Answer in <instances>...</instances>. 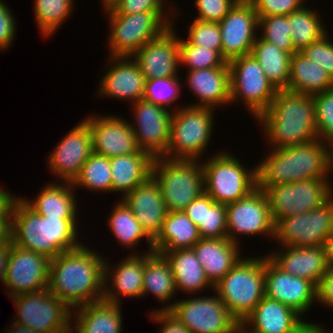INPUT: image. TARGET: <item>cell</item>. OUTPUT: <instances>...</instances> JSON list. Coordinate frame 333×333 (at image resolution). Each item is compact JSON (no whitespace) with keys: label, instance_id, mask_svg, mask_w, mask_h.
I'll return each mask as SVG.
<instances>
[{"label":"cell","instance_id":"obj_10","mask_svg":"<svg viewBox=\"0 0 333 333\" xmlns=\"http://www.w3.org/2000/svg\"><path fill=\"white\" fill-rule=\"evenodd\" d=\"M228 65L231 105L241 102L255 120L269 108L278 90L252 54L236 57Z\"/></svg>","mask_w":333,"mask_h":333},{"label":"cell","instance_id":"obj_29","mask_svg":"<svg viewBox=\"0 0 333 333\" xmlns=\"http://www.w3.org/2000/svg\"><path fill=\"white\" fill-rule=\"evenodd\" d=\"M193 250L203 266L207 279L213 286L243 257L240 251L242 250L241 245L228 238H201L193 246Z\"/></svg>","mask_w":333,"mask_h":333},{"label":"cell","instance_id":"obj_9","mask_svg":"<svg viewBox=\"0 0 333 333\" xmlns=\"http://www.w3.org/2000/svg\"><path fill=\"white\" fill-rule=\"evenodd\" d=\"M176 108L172 113L170 141L163 157L201 160L212 143L216 110L188 105Z\"/></svg>","mask_w":333,"mask_h":333},{"label":"cell","instance_id":"obj_25","mask_svg":"<svg viewBox=\"0 0 333 333\" xmlns=\"http://www.w3.org/2000/svg\"><path fill=\"white\" fill-rule=\"evenodd\" d=\"M121 199L134 213L146 234L154 240L161 232L167 214L162 191L155 179L149 177Z\"/></svg>","mask_w":333,"mask_h":333},{"label":"cell","instance_id":"obj_38","mask_svg":"<svg viewBox=\"0 0 333 333\" xmlns=\"http://www.w3.org/2000/svg\"><path fill=\"white\" fill-rule=\"evenodd\" d=\"M251 54L277 90L288 88L292 54L281 50L275 44L262 40L259 36L252 46Z\"/></svg>","mask_w":333,"mask_h":333},{"label":"cell","instance_id":"obj_56","mask_svg":"<svg viewBox=\"0 0 333 333\" xmlns=\"http://www.w3.org/2000/svg\"><path fill=\"white\" fill-rule=\"evenodd\" d=\"M20 197L0 186V217H11L15 202Z\"/></svg>","mask_w":333,"mask_h":333},{"label":"cell","instance_id":"obj_58","mask_svg":"<svg viewBox=\"0 0 333 333\" xmlns=\"http://www.w3.org/2000/svg\"><path fill=\"white\" fill-rule=\"evenodd\" d=\"M11 239V217H0V244Z\"/></svg>","mask_w":333,"mask_h":333},{"label":"cell","instance_id":"obj_19","mask_svg":"<svg viewBox=\"0 0 333 333\" xmlns=\"http://www.w3.org/2000/svg\"><path fill=\"white\" fill-rule=\"evenodd\" d=\"M259 19L250 0L236 2L218 23L222 38V56L230 60L251 54L258 37Z\"/></svg>","mask_w":333,"mask_h":333},{"label":"cell","instance_id":"obj_48","mask_svg":"<svg viewBox=\"0 0 333 333\" xmlns=\"http://www.w3.org/2000/svg\"><path fill=\"white\" fill-rule=\"evenodd\" d=\"M171 3L173 2L168 4L167 0H114L108 7L115 14L124 15L142 12H175V6L177 4L173 5ZM167 4L169 6L168 8L165 7ZM167 9L168 11H166Z\"/></svg>","mask_w":333,"mask_h":333},{"label":"cell","instance_id":"obj_16","mask_svg":"<svg viewBox=\"0 0 333 333\" xmlns=\"http://www.w3.org/2000/svg\"><path fill=\"white\" fill-rule=\"evenodd\" d=\"M134 120L130 122L138 148L153 159L163 157L170 141L172 113L158 105L140 99L133 104Z\"/></svg>","mask_w":333,"mask_h":333},{"label":"cell","instance_id":"obj_21","mask_svg":"<svg viewBox=\"0 0 333 333\" xmlns=\"http://www.w3.org/2000/svg\"><path fill=\"white\" fill-rule=\"evenodd\" d=\"M265 296L306 315L316 303V286L309 280L286 273L265 255Z\"/></svg>","mask_w":333,"mask_h":333},{"label":"cell","instance_id":"obj_11","mask_svg":"<svg viewBox=\"0 0 333 333\" xmlns=\"http://www.w3.org/2000/svg\"><path fill=\"white\" fill-rule=\"evenodd\" d=\"M17 316L14 323L41 333H71L72 310L49 289L11 297Z\"/></svg>","mask_w":333,"mask_h":333},{"label":"cell","instance_id":"obj_23","mask_svg":"<svg viewBox=\"0 0 333 333\" xmlns=\"http://www.w3.org/2000/svg\"><path fill=\"white\" fill-rule=\"evenodd\" d=\"M107 62L97 89L98 96L130 101L128 104L143 99L145 77L137 62L131 56H109Z\"/></svg>","mask_w":333,"mask_h":333},{"label":"cell","instance_id":"obj_6","mask_svg":"<svg viewBox=\"0 0 333 333\" xmlns=\"http://www.w3.org/2000/svg\"><path fill=\"white\" fill-rule=\"evenodd\" d=\"M244 256L213 289L240 324L265 296V256Z\"/></svg>","mask_w":333,"mask_h":333},{"label":"cell","instance_id":"obj_59","mask_svg":"<svg viewBox=\"0 0 333 333\" xmlns=\"http://www.w3.org/2000/svg\"><path fill=\"white\" fill-rule=\"evenodd\" d=\"M4 331H6L5 333H41L32 328L24 325H19L14 322H12L11 325H9V328L7 327Z\"/></svg>","mask_w":333,"mask_h":333},{"label":"cell","instance_id":"obj_4","mask_svg":"<svg viewBox=\"0 0 333 333\" xmlns=\"http://www.w3.org/2000/svg\"><path fill=\"white\" fill-rule=\"evenodd\" d=\"M78 218H45L19 198L12 210L11 238L21 248L52 260L64 251L80 247ZM78 224V225H77Z\"/></svg>","mask_w":333,"mask_h":333},{"label":"cell","instance_id":"obj_17","mask_svg":"<svg viewBox=\"0 0 333 333\" xmlns=\"http://www.w3.org/2000/svg\"><path fill=\"white\" fill-rule=\"evenodd\" d=\"M50 259L13 243L3 284L11 298L47 289Z\"/></svg>","mask_w":333,"mask_h":333},{"label":"cell","instance_id":"obj_2","mask_svg":"<svg viewBox=\"0 0 333 333\" xmlns=\"http://www.w3.org/2000/svg\"><path fill=\"white\" fill-rule=\"evenodd\" d=\"M257 163V187L332 177L333 146L320 138L312 142L268 149Z\"/></svg>","mask_w":333,"mask_h":333},{"label":"cell","instance_id":"obj_39","mask_svg":"<svg viewBox=\"0 0 333 333\" xmlns=\"http://www.w3.org/2000/svg\"><path fill=\"white\" fill-rule=\"evenodd\" d=\"M315 10L304 5L298 11L287 15L295 52H301L328 32L321 15Z\"/></svg>","mask_w":333,"mask_h":333},{"label":"cell","instance_id":"obj_61","mask_svg":"<svg viewBox=\"0 0 333 333\" xmlns=\"http://www.w3.org/2000/svg\"><path fill=\"white\" fill-rule=\"evenodd\" d=\"M326 327H324V325H321L319 323H314V322H310L309 326H308V331L307 333H333V331H328L327 329H324ZM328 331V332H327Z\"/></svg>","mask_w":333,"mask_h":333},{"label":"cell","instance_id":"obj_24","mask_svg":"<svg viewBox=\"0 0 333 333\" xmlns=\"http://www.w3.org/2000/svg\"><path fill=\"white\" fill-rule=\"evenodd\" d=\"M145 253L128 254L117 263L118 265L107 262L109 260L106 257L104 300L122 304V298L142 297Z\"/></svg>","mask_w":333,"mask_h":333},{"label":"cell","instance_id":"obj_20","mask_svg":"<svg viewBox=\"0 0 333 333\" xmlns=\"http://www.w3.org/2000/svg\"><path fill=\"white\" fill-rule=\"evenodd\" d=\"M88 116V117H87ZM83 119L90 128L93 152L112 158L138 152L136 137L130 121L121 115L93 114Z\"/></svg>","mask_w":333,"mask_h":333},{"label":"cell","instance_id":"obj_12","mask_svg":"<svg viewBox=\"0 0 333 333\" xmlns=\"http://www.w3.org/2000/svg\"><path fill=\"white\" fill-rule=\"evenodd\" d=\"M190 296L188 299L169 302L167 310L190 333H234L240 327L238 320L217 294Z\"/></svg>","mask_w":333,"mask_h":333},{"label":"cell","instance_id":"obj_47","mask_svg":"<svg viewBox=\"0 0 333 333\" xmlns=\"http://www.w3.org/2000/svg\"><path fill=\"white\" fill-rule=\"evenodd\" d=\"M318 138L333 146V89L313 95Z\"/></svg>","mask_w":333,"mask_h":333},{"label":"cell","instance_id":"obj_43","mask_svg":"<svg viewBox=\"0 0 333 333\" xmlns=\"http://www.w3.org/2000/svg\"><path fill=\"white\" fill-rule=\"evenodd\" d=\"M180 67L188 70L208 69L229 66L227 60L215 50L190 44L179 37Z\"/></svg>","mask_w":333,"mask_h":333},{"label":"cell","instance_id":"obj_49","mask_svg":"<svg viewBox=\"0 0 333 333\" xmlns=\"http://www.w3.org/2000/svg\"><path fill=\"white\" fill-rule=\"evenodd\" d=\"M329 35V32L326 33L304 48L301 53L333 77V42Z\"/></svg>","mask_w":333,"mask_h":333},{"label":"cell","instance_id":"obj_33","mask_svg":"<svg viewBox=\"0 0 333 333\" xmlns=\"http://www.w3.org/2000/svg\"><path fill=\"white\" fill-rule=\"evenodd\" d=\"M152 161L153 158L142 150L110 158L112 192L122 194L123 198L135 187L143 184L151 177Z\"/></svg>","mask_w":333,"mask_h":333},{"label":"cell","instance_id":"obj_27","mask_svg":"<svg viewBox=\"0 0 333 333\" xmlns=\"http://www.w3.org/2000/svg\"><path fill=\"white\" fill-rule=\"evenodd\" d=\"M267 256L283 271L311 281L315 286L328 269L324 246H281Z\"/></svg>","mask_w":333,"mask_h":333},{"label":"cell","instance_id":"obj_30","mask_svg":"<svg viewBox=\"0 0 333 333\" xmlns=\"http://www.w3.org/2000/svg\"><path fill=\"white\" fill-rule=\"evenodd\" d=\"M121 305L102 299L72 310L71 333H121Z\"/></svg>","mask_w":333,"mask_h":333},{"label":"cell","instance_id":"obj_54","mask_svg":"<svg viewBox=\"0 0 333 333\" xmlns=\"http://www.w3.org/2000/svg\"><path fill=\"white\" fill-rule=\"evenodd\" d=\"M316 302L333 310V267L331 266L316 286Z\"/></svg>","mask_w":333,"mask_h":333},{"label":"cell","instance_id":"obj_8","mask_svg":"<svg viewBox=\"0 0 333 333\" xmlns=\"http://www.w3.org/2000/svg\"><path fill=\"white\" fill-rule=\"evenodd\" d=\"M151 176L160 186L167 211H184L204 192L201 160L154 158Z\"/></svg>","mask_w":333,"mask_h":333},{"label":"cell","instance_id":"obj_32","mask_svg":"<svg viewBox=\"0 0 333 333\" xmlns=\"http://www.w3.org/2000/svg\"><path fill=\"white\" fill-rule=\"evenodd\" d=\"M158 253L170 265L177 292L182 291L188 295H198L206 288L214 289V286L207 279L203 266L197 259L193 248L159 251Z\"/></svg>","mask_w":333,"mask_h":333},{"label":"cell","instance_id":"obj_55","mask_svg":"<svg viewBox=\"0 0 333 333\" xmlns=\"http://www.w3.org/2000/svg\"><path fill=\"white\" fill-rule=\"evenodd\" d=\"M186 215L197 227L204 225L205 191L196 197L184 210Z\"/></svg>","mask_w":333,"mask_h":333},{"label":"cell","instance_id":"obj_64","mask_svg":"<svg viewBox=\"0 0 333 333\" xmlns=\"http://www.w3.org/2000/svg\"><path fill=\"white\" fill-rule=\"evenodd\" d=\"M234 333H246L241 327H239Z\"/></svg>","mask_w":333,"mask_h":333},{"label":"cell","instance_id":"obj_1","mask_svg":"<svg viewBox=\"0 0 333 333\" xmlns=\"http://www.w3.org/2000/svg\"><path fill=\"white\" fill-rule=\"evenodd\" d=\"M86 245L64 251L49 263L48 289L71 310L104 296L106 257Z\"/></svg>","mask_w":333,"mask_h":333},{"label":"cell","instance_id":"obj_34","mask_svg":"<svg viewBox=\"0 0 333 333\" xmlns=\"http://www.w3.org/2000/svg\"><path fill=\"white\" fill-rule=\"evenodd\" d=\"M200 239L198 227L184 211H167L161 232L153 240V252L191 249Z\"/></svg>","mask_w":333,"mask_h":333},{"label":"cell","instance_id":"obj_22","mask_svg":"<svg viewBox=\"0 0 333 333\" xmlns=\"http://www.w3.org/2000/svg\"><path fill=\"white\" fill-rule=\"evenodd\" d=\"M173 26L132 56L145 80L180 76L179 37Z\"/></svg>","mask_w":333,"mask_h":333},{"label":"cell","instance_id":"obj_31","mask_svg":"<svg viewBox=\"0 0 333 333\" xmlns=\"http://www.w3.org/2000/svg\"><path fill=\"white\" fill-rule=\"evenodd\" d=\"M74 191L72 182L54 180L41 188L36 198L30 200L23 195L20 198L35 213L45 218H78L79 206Z\"/></svg>","mask_w":333,"mask_h":333},{"label":"cell","instance_id":"obj_53","mask_svg":"<svg viewBox=\"0 0 333 333\" xmlns=\"http://www.w3.org/2000/svg\"><path fill=\"white\" fill-rule=\"evenodd\" d=\"M149 318L161 324L158 333H190L185 325L179 322L166 310H150Z\"/></svg>","mask_w":333,"mask_h":333},{"label":"cell","instance_id":"obj_28","mask_svg":"<svg viewBox=\"0 0 333 333\" xmlns=\"http://www.w3.org/2000/svg\"><path fill=\"white\" fill-rule=\"evenodd\" d=\"M304 319L291 307L264 296L240 327L246 333H292Z\"/></svg>","mask_w":333,"mask_h":333},{"label":"cell","instance_id":"obj_3","mask_svg":"<svg viewBox=\"0 0 333 333\" xmlns=\"http://www.w3.org/2000/svg\"><path fill=\"white\" fill-rule=\"evenodd\" d=\"M269 148L305 144L318 138L314 97L278 90L269 108L257 118Z\"/></svg>","mask_w":333,"mask_h":333},{"label":"cell","instance_id":"obj_41","mask_svg":"<svg viewBox=\"0 0 333 333\" xmlns=\"http://www.w3.org/2000/svg\"><path fill=\"white\" fill-rule=\"evenodd\" d=\"M75 0H34V17L41 36L52 37L71 16Z\"/></svg>","mask_w":333,"mask_h":333},{"label":"cell","instance_id":"obj_57","mask_svg":"<svg viewBox=\"0 0 333 333\" xmlns=\"http://www.w3.org/2000/svg\"><path fill=\"white\" fill-rule=\"evenodd\" d=\"M12 245H13L12 238L8 242L0 244V281L2 284L5 279L6 268L8 265V260Z\"/></svg>","mask_w":333,"mask_h":333},{"label":"cell","instance_id":"obj_5","mask_svg":"<svg viewBox=\"0 0 333 333\" xmlns=\"http://www.w3.org/2000/svg\"><path fill=\"white\" fill-rule=\"evenodd\" d=\"M103 9L109 20L107 42L110 57H132L147 42L168 30L173 21L177 20L175 17L181 14L177 6L175 12H142L129 15L115 14L108 6Z\"/></svg>","mask_w":333,"mask_h":333},{"label":"cell","instance_id":"obj_40","mask_svg":"<svg viewBox=\"0 0 333 333\" xmlns=\"http://www.w3.org/2000/svg\"><path fill=\"white\" fill-rule=\"evenodd\" d=\"M111 179L110 158L93 152L83 164L79 175L74 179L72 185L75 190L78 187L86 188L93 193L104 192V194H110L112 193Z\"/></svg>","mask_w":333,"mask_h":333},{"label":"cell","instance_id":"obj_36","mask_svg":"<svg viewBox=\"0 0 333 333\" xmlns=\"http://www.w3.org/2000/svg\"><path fill=\"white\" fill-rule=\"evenodd\" d=\"M333 89V77L303 53L295 52L290 61L287 90L315 95Z\"/></svg>","mask_w":333,"mask_h":333},{"label":"cell","instance_id":"obj_14","mask_svg":"<svg viewBox=\"0 0 333 333\" xmlns=\"http://www.w3.org/2000/svg\"><path fill=\"white\" fill-rule=\"evenodd\" d=\"M274 240L278 246H326L333 232V196L320 207L304 214L276 220Z\"/></svg>","mask_w":333,"mask_h":333},{"label":"cell","instance_id":"obj_42","mask_svg":"<svg viewBox=\"0 0 333 333\" xmlns=\"http://www.w3.org/2000/svg\"><path fill=\"white\" fill-rule=\"evenodd\" d=\"M180 79L179 76H174L145 80L143 99L168 111L175 112L177 109L171 107L181 96L180 90L183 88Z\"/></svg>","mask_w":333,"mask_h":333},{"label":"cell","instance_id":"obj_52","mask_svg":"<svg viewBox=\"0 0 333 333\" xmlns=\"http://www.w3.org/2000/svg\"><path fill=\"white\" fill-rule=\"evenodd\" d=\"M12 10L9 5L3 0H0V50L4 51L12 46L13 41L16 39V33L18 28L15 22Z\"/></svg>","mask_w":333,"mask_h":333},{"label":"cell","instance_id":"obj_15","mask_svg":"<svg viewBox=\"0 0 333 333\" xmlns=\"http://www.w3.org/2000/svg\"><path fill=\"white\" fill-rule=\"evenodd\" d=\"M226 219L227 238L238 245L242 235L250 238V235L262 234L265 238H274L275 223L270 216L269 201L264 190L258 187L248 196L227 204Z\"/></svg>","mask_w":333,"mask_h":333},{"label":"cell","instance_id":"obj_44","mask_svg":"<svg viewBox=\"0 0 333 333\" xmlns=\"http://www.w3.org/2000/svg\"><path fill=\"white\" fill-rule=\"evenodd\" d=\"M258 36L285 52L292 55L295 53L290 37L289 19L286 15L260 17Z\"/></svg>","mask_w":333,"mask_h":333},{"label":"cell","instance_id":"obj_60","mask_svg":"<svg viewBox=\"0 0 333 333\" xmlns=\"http://www.w3.org/2000/svg\"><path fill=\"white\" fill-rule=\"evenodd\" d=\"M325 249L327 254L328 266L333 267V232L327 238Z\"/></svg>","mask_w":333,"mask_h":333},{"label":"cell","instance_id":"obj_35","mask_svg":"<svg viewBox=\"0 0 333 333\" xmlns=\"http://www.w3.org/2000/svg\"><path fill=\"white\" fill-rule=\"evenodd\" d=\"M148 293V294H147ZM152 294L159 303L166 305L155 308V310H168V302L177 294L175 278L169 263L159 253H145L144 276H143V298Z\"/></svg>","mask_w":333,"mask_h":333},{"label":"cell","instance_id":"obj_46","mask_svg":"<svg viewBox=\"0 0 333 333\" xmlns=\"http://www.w3.org/2000/svg\"><path fill=\"white\" fill-rule=\"evenodd\" d=\"M185 38L190 44L218 51L222 55L221 31L217 22L192 20Z\"/></svg>","mask_w":333,"mask_h":333},{"label":"cell","instance_id":"obj_18","mask_svg":"<svg viewBox=\"0 0 333 333\" xmlns=\"http://www.w3.org/2000/svg\"><path fill=\"white\" fill-rule=\"evenodd\" d=\"M48 156L47 165L56 180L73 182L93 153L92 135L82 119L57 143ZM58 178V179H57Z\"/></svg>","mask_w":333,"mask_h":333},{"label":"cell","instance_id":"obj_65","mask_svg":"<svg viewBox=\"0 0 333 333\" xmlns=\"http://www.w3.org/2000/svg\"><path fill=\"white\" fill-rule=\"evenodd\" d=\"M236 2H242V1H246V0H235Z\"/></svg>","mask_w":333,"mask_h":333},{"label":"cell","instance_id":"obj_45","mask_svg":"<svg viewBox=\"0 0 333 333\" xmlns=\"http://www.w3.org/2000/svg\"><path fill=\"white\" fill-rule=\"evenodd\" d=\"M198 231L202 239L227 238L226 205L216 203L206 192L204 225Z\"/></svg>","mask_w":333,"mask_h":333},{"label":"cell","instance_id":"obj_62","mask_svg":"<svg viewBox=\"0 0 333 333\" xmlns=\"http://www.w3.org/2000/svg\"><path fill=\"white\" fill-rule=\"evenodd\" d=\"M309 324L310 321H305L295 332L292 333H307Z\"/></svg>","mask_w":333,"mask_h":333},{"label":"cell","instance_id":"obj_51","mask_svg":"<svg viewBox=\"0 0 333 333\" xmlns=\"http://www.w3.org/2000/svg\"><path fill=\"white\" fill-rule=\"evenodd\" d=\"M255 7L258 19L260 17L290 15L301 9L305 3L302 0H250Z\"/></svg>","mask_w":333,"mask_h":333},{"label":"cell","instance_id":"obj_13","mask_svg":"<svg viewBox=\"0 0 333 333\" xmlns=\"http://www.w3.org/2000/svg\"><path fill=\"white\" fill-rule=\"evenodd\" d=\"M331 181V178L306 179L269 186L264 192L269 201L271 218L275 222L320 207L333 196V181Z\"/></svg>","mask_w":333,"mask_h":333},{"label":"cell","instance_id":"obj_7","mask_svg":"<svg viewBox=\"0 0 333 333\" xmlns=\"http://www.w3.org/2000/svg\"><path fill=\"white\" fill-rule=\"evenodd\" d=\"M210 157L201 159L204 191L216 203L227 205L236 202L257 188V164L247 169L239 157L227 150Z\"/></svg>","mask_w":333,"mask_h":333},{"label":"cell","instance_id":"obj_50","mask_svg":"<svg viewBox=\"0 0 333 333\" xmlns=\"http://www.w3.org/2000/svg\"><path fill=\"white\" fill-rule=\"evenodd\" d=\"M235 4V0H195V20L219 23Z\"/></svg>","mask_w":333,"mask_h":333},{"label":"cell","instance_id":"obj_26","mask_svg":"<svg viewBox=\"0 0 333 333\" xmlns=\"http://www.w3.org/2000/svg\"><path fill=\"white\" fill-rule=\"evenodd\" d=\"M186 71L184 82L197 100L186 105L215 110L223 105H231L229 66Z\"/></svg>","mask_w":333,"mask_h":333},{"label":"cell","instance_id":"obj_37","mask_svg":"<svg viewBox=\"0 0 333 333\" xmlns=\"http://www.w3.org/2000/svg\"><path fill=\"white\" fill-rule=\"evenodd\" d=\"M118 200V203L112 204L114 206L107 221L117 243H120L123 248L132 249L133 253L131 254H142L136 252L135 247H138L140 241L146 238L148 249L145 252H153V240L142 229L141 224L125 202L122 199Z\"/></svg>","mask_w":333,"mask_h":333},{"label":"cell","instance_id":"obj_63","mask_svg":"<svg viewBox=\"0 0 333 333\" xmlns=\"http://www.w3.org/2000/svg\"><path fill=\"white\" fill-rule=\"evenodd\" d=\"M102 4V8L105 7V6H108L112 1L114 0H100Z\"/></svg>","mask_w":333,"mask_h":333}]
</instances>
